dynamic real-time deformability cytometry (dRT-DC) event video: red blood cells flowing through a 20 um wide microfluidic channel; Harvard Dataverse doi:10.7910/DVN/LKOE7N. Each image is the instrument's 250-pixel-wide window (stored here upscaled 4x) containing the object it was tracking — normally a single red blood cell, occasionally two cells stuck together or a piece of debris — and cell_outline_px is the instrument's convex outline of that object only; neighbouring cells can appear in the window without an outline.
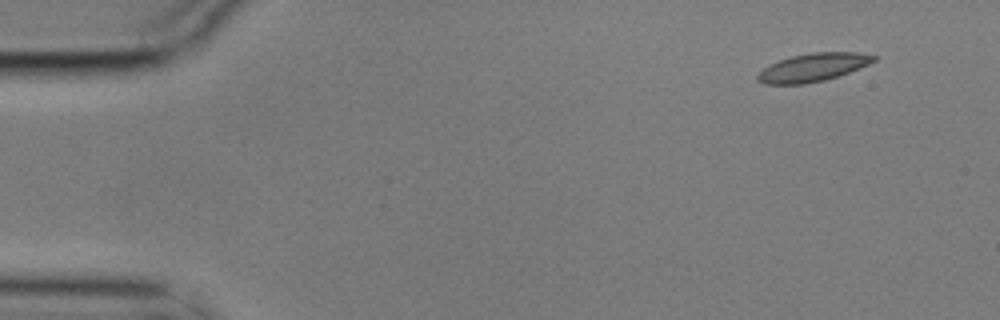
{"species": "common noctule bat (a hibernating species)", "species_latin": "Nyctalus noctula", "temperature_condition": "cold", "stored_images_in_passage": 5, "camera_frame_rate_fps": 3000, "um_per_image_px": 0.085, "animal": {"sex": "male", "body_mass_g": 17.9}, "frame": {"image": 1, "passage_image": 1, "time_ms": 0.0, "image_size_px": [1000, 320], "cell_outline_px": [[880, 56], [876, 60], [868, 64], [848, 72], [824, 80], [804, 84], [764, 84], [756, 80], [756, 76], [768, 64], [792, 56], [812, 52], [856, 52]], "centroid_in_image_um": [69.09, 5.72], "position_along_channel_um": 15.9, "area_um2": 18.96}}
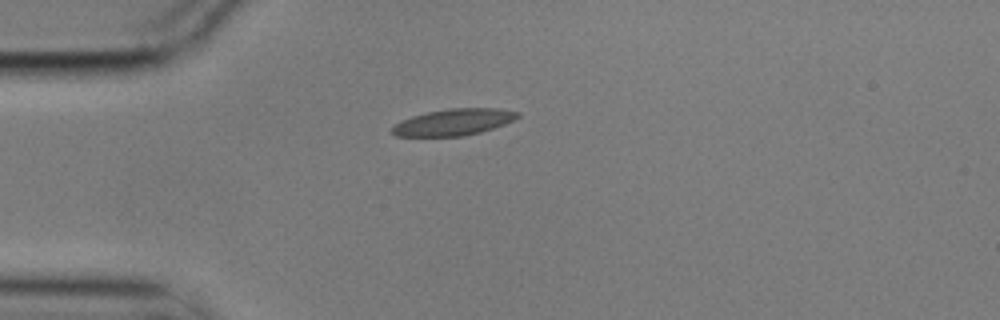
{"frame": {"image": 2, "passage_image": 4, "time_ms": 1.0, "image_size_px": [1000, 320], "cell_outline_px": [[520, 116], [504, 124], [480, 132], [464, 136], [396, 136], [392, 132], [392, 128], [400, 120], [412, 116], [428, 112], [448, 108], [496, 108], [520, 112]], "centroid_in_image_um": [38.56, 10.37], "position_along_channel_um": 46.4, "area_um2": 19.25}}
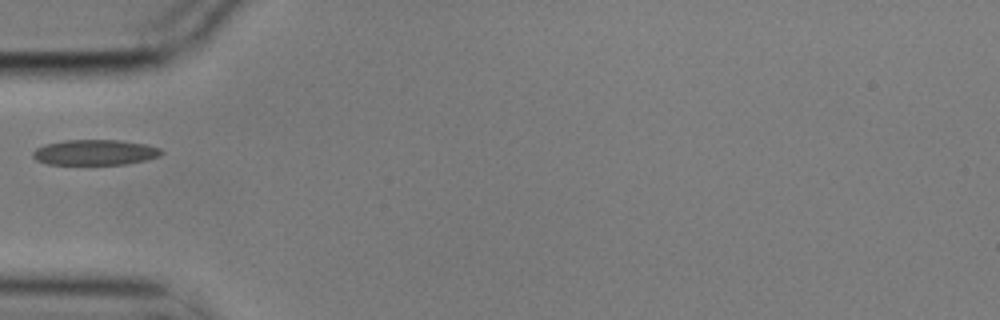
{"frame": {"image": 3, "passage_image": 5, "time_ms": 1.333, "image_size_px": [1000, 320], "cell_outline_px": [[164, 152], [160, 156], [144, 160], [124, 164], [48, 164], [36, 160], [32, 156], [32, 152], [36, 148], [44, 144], [64, 140], [120, 140], [144, 144], [160, 148]], "centroid_in_image_um": [8.04, 12.94], "position_along_channel_um": 77.0, "area_um2": 19.02}}